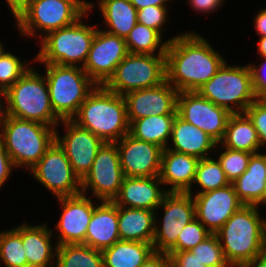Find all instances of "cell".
<instances>
[{
	"label": "cell",
	"instance_id": "obj_1",
	"mask_svg": "<svg viewBox=\"0 0 266 267\" xmlns=\"http://www.w3.org/2000/svg\"><path fill=\"white\" fill-rule=\"evenodd\" d=\"M187 29L168 42L166 80L178 91H197L228 59L198 30Z\"/></svg>",
	"mask_w": 266,
	"mask_h": 267
},
{
	"label": "cell",
	"instance_id": "obj_2",
	"mask_svg": "<svg viewBox=\"0 0 266 267\" xmlns=\"http://www.w3.org/2000/svg\"><path fill=\"white\" fill-rule=\"evenodd\" d=\"M231 267L257 258L266 244V215L256 206L243 205L215 233Z\"/></svg>",
	"mask_w": 266,
	"mask_h": 267
},
{
	"label": "cell",
	"instance_id": "obj_3",
	"mask_svg": "<svg viewBox=\"0 0 266 267\" xmlns=\"http://www.w3.org/2000/svg\"><path fill=\"white\" fill-rule=\"evenodd\" d=\"M34 65L0 95V112L56 129L61 120L53 111L44 73Z\"/></svg>",
	"mask_w": 266,
	"mask_h": 267
},
{
	"label": "cell",
	"instance_id": "obj_4",
	"mask_svg": "<svg viewBox=\"0 0 266 267\" xmlns=\"http://www.w3.org/2000/svg\"><path fill=\"white\" fill-rule=\"evenodd\" d=\"M105 143H116L129 134L124 96L97 85L71 119Z\"/></svg>",
	"mask_w": 266,
	"mask_h": 267
},
{
	"label": "cell",
	"instance_id": "obj_5",
	"mask_svg": "<svg viewBox=\"0 0 266 267\" xmlns=\"http://www.w3.org/2000/svg\"><path fill=\"white\" fill-rule=\"evenodd\" d=\"M90 14L85 13L73 24L49 32L36 43L39 49L34 55V63L83 68L98 28L97 22L89 21Z\"/></svg>",
	"mask_w": 266,
	"mask_h": 267
},
{
	"label": "cell",
	"instance_id": "obj_6",
	"mask_svg": "<svg viewBox=\"0 0 266 267\" xmlns=\"http://www.w3.org/2000/svg\"><path fill=\"white\" fill-rule=\"evenodd\" d=\"M0 139L17 171L28 172L55 141V128L0 112Z\"/></svg>",
	"mask_w": 266,
	"mask_h": 267
},
{
	"label": "cell",
	"instance_id": "obj_7",
	"mask_svg": "<svg viewBox=\"0 0 266 267\" xmlns=\"http://www.w3.org/2000/svg\"><path fill=\"white\" fill-rule=\"evenodd\" d=\"M36 66L43 70L55 115L60 120H71L97 84L79 66Z\"/></svg>",
	"mask_w": 266,
	"mask_h": 267
},
{
	"label": "cell",
	"instance_id": "obj_8",
	"mask_svg": "<svg viewBox=\"0 0 266 267\" xmlns=\"http://www.w3.org/2000/svg\"><path fill=\"white\" fill-rule=\"evenodd\" d=\"M197 92L231 114H243L257 98L252 84L251 70L246 64L226 60L216 74Z\"/></svg>",
	"mask_w": 266,
	"mask_h": 267
},
{
	"label": "cell",
	"instance_id": "obj_9",
	"mask_svg": "<svg viewBox=\"0 0 266 267\" xmlns=\"http://www.w3.org/2000/svg\"><path fill=\"white\" fill-rule=\"evenodd\" d=\"M86 12L73 0H31L13 23L24 41L38 43L49 32L69 26Z\"/></svg>",
	"mask_w": 266,
	"mask_h": 267
},
{
	"label": "cell",
	"instance_id": "obj_10",
	"mask_svg": "<svg viewBox=\"0 0 266 267\" xmlns=\"http://www.w3.org/2000/svg\"><path fill=\"white\" fill-rule=\"evenodd\" d=\"M165 80V55L128 53L104 86L123 96L131 91L158 86Z\"/></svg>",
	"mask_w": 266,
	"mask_h": 267
},
{
	"label": "cell",
	"instance_id": "obj_11",
	"mask_svg": "<svg viewBox=\"0 0 266 267\" xmlns=\"http://www.w3.org/2000/svg\"><path fill=\"white\" fill-rule=\"evenodd\" d=\"M195 218L191 194L168 192L155 210L154 251L167 252L177 242L184 226Z\"/></svg>",
	"mask_w": 266,
	"mask_h": 267
},
{
	"label": "cell",
	"instance_id": "obj_12",
	"mask_svg": "<svg viewBox=\"0 0 266 267\" xmlns=\"http://www.w3.org/2000/svg\"><path fill=\"white\" fill-rule=\"evenodd\" d=\"M27 174L53 195L54 199L81 193V180L74 173L65 151L56 141Z\"/></svg>",
	"mask_w": 266,
	"mask_h": 267
},
{
	"label": "cell",
	"instance_id": "obj_13",
	"mask_svg": "<svg viewBox=\"0 0 266 267\" xmlns=\"http://www.w3.org/2000/svg\"><path fill=\"white\" fill-rule=\"evenodd\" d=\"M124 177L116 144L104 143L90 171L81 180V193L99 201H113L120 192Z\"/></svg>",
	"mask_w": 266,
	"mask_h": 267
},
{
	"label": "cell",
	"instance_id": "obj_14",
	"mask_svg": "<svg viewBox=\"0 0 266 267\" xmlns=\"http://www.w3.org/2000/svg\"><path fill=\"white\" fill-rule=\"evenodd\" d=\"M56 202L61 210L58 217H55L58 220L51 230L57 245L82 244L85 241L93 210L99 200L80 193L56 198Z\"/></svg>",
	"mask_w": 266,
	"mask_h": 267
},
{
	"label": "cell",
	"instance_id": "obj_15",
	"mask_svg": "<svg viewBox=\"0 0 266 267\" xmlns=\"http://www.w3.org/2000/svg\"><path fill=\"white\" fill-rule=\"evenodd\" d=\"M55 141L65 151L74 173L80 180L90 171L98 150L105 143L72 120H61L56 126Z\"/></svg>",
	"mask_w": 266,
	"mask_h": 267
},
{
	"label": "cell",
	"instance_id": "obj_16",
	"mask_svg": "<svg viewBox=\"0 0 266 267\" xmlns=\"http://www.w3.org/2000/svg\"><path fill=\"white\" fill-rule=\"evenodd\" d=\"M177 114L207 133L217 143L223 139L228 119L232 115L225 108L202 97L197 91L179 92Z\"/></svg>",
	"mask_w": 266,
	"mask_h": 267
},
{
	"label": "cell",
	"instance_id": "obj_17",
	"mask_svg": "<svg viewBox=\"0 0 266 267\" xmlns=\"http://www.w3.org/2000/svg\"><path fill=\"white\" fill-rule=\"evenodd\" d=\"M127 54L125 38L98 27L83 70L97 85L104 86Z\"/></svg>",
	"mask_w": 266,
	"mask_h": 267
},
{
	"label": "cell",
	"instance_id": "obj_18",
	"mask_svg": "<svg viewBox=\"0 0 266 267\" xmlns=\"http://www.w3.org/2000/svg\"><path fill=\"white\" fill-rule=\"evenodd\" d=\"M120 165L125 177L159 176L163 148L126 134L117 141Z\"/></svg>",
	"mask_w": 266,
	"mask_h": 267
},
{
	"label": "cell",
	"instance_id": "obj_19",
	"mask_svg": "<svg viewBox=\"0 0 266 267\" xmlns=\"http://www.w3.org/2000/svg\"><path fill=\"white\" fill-rule=\"evenodd\" d=\"M178 94L167 80L155 87L126 93L123 96L129 125L148 116L177 114Z\"/></svg>",
	"mask_w": 266,
	"mask_h": 267
},
{
	"label": "cell",
	"instance_id": "obj_20",
	"mask_svg": "<svg viewBox=\"0 0 266 267\" xmlns=\"http://www.w3.org/2000/svg\"><path fill=\"white\" fill-rule=\"evenodd\" d=\"M196 218L215 234L243 204L231 184L206 193L192 195Z\"/></svg>",
	"mask_w": 266,
	"mask_h": 267
},
{
	"label": "cell",
	"instance_id": "obj_21",
	"mask_svg": "<svg viewBox=\"0 0 266 267\" xmlns=\"http://www.w3.org/2000/svg\"><path fill=\"white\" fill-rule=\"evenodd\" d=\"M167 193L159 176L124 177L120 192L113 202L120 207L155 211Z\"/></svg>",
	"mask_w": 266,
	"mask_h": 267
},
{
	"label": "cell",
	"instance_id": "obj_22",
	"mask_svg": "<svg viewBox=\"0 0 266 267\" xmlns=\"http://www.w3.org/2000/svg\"><path fill=\"white\" fill-rule=\"evenodd\" d=\"M199 158L163 149L159 178L167 192L187 193L194 182Z\"/></svg>",
	"mask_w": 266,
	"mask_h": 267
},
{
	"label": "cell",
	"instance_id": "obj_23",
	"mask_svg": "<svg viewBox=\"0 0 266 267\" xmlns=\"http://www.w3.org/2000/svg\"><path fill=\"white\" fill-rule=\"evenodd\" d=\"M44 222V223H43ZM21 222V238L27 264L56 265L57 243L49 222Z\"/></svg>",
	"mask_w": 266,
	"mask_h": 267
},
{
	"label": "cell",
	"instance_id": "obj_24",
	"mask_svg": "<svg viewBox=\"0 0 266 267\" xmlns=\"http://www.w3.org/2000/svg\"><path fill=\"white\" fill-rule=\"evenodd\" d=\"M216 146L212 137L176 114L167 149L202 159L213 156Z\"/></svg>",
	"mask_w": 266,
	"mask_h": 267
},
{
	"label": "cell",
	"instance_id": "obj_25",
	"mask_svg": "<svg viewBox=\"0 0 266 267\" xmlns=\"http://www.w3.org/2000/svg\"><path fill=\"white\" fill-rule=\"evenodd\" d=\"M119 240L118 206L113 201H99L82 244L102 251Z\"/></svg>",
	"mask_w": 266,
	"mask_h": 267
},
{
	"label": "cell",
	"instance_id": "obj_26",
	"mask_svg": "<svg viewBox=\"0 0 266 267\" xmlns=\"http://www.w3.org/2000/svg\"><path fill=\"white\" fill-rule=\"evenodd\" d=\"M93 10L92 16L95 10L100 13L97 26L118 37L126 39L137 24V10L129 0H100Z\"/></svg>",
	"mask_w": 266,
	"mask_h": 267
},
{
	"label": "cell",
	"instance_id": "obj_27",
	"mask_svg": "<svg viewBox=\"0 0 266 267\" xmlns=\"http://www.w3.org/2000/svg\"><path fill=\"white\" fill-rule=\"evenodd\" d=\"M266 183V151L252 154L246 171L232 185L243 205L255 206L263 195Z\"/></svg>",
	"mask_w": 266,
	"mask_h": 267
},
{
	"label": "cell",
	"instance_id": "obj_28",
	"mask_svg": "<svg viewBox=\"0 0 266 267\" xmlns=\"http://www.w3.org/2000/svg\"><path fill=\"white\" fill-rule=\"evenodd\" d=\"M155 211L118 206V230L122 241L152 244L154 239Z\"/></svg>",
	"mask_w": 266,
	"mask_h": 267
},
{
	"label": "cell",
	"instance_id": "obj_29",
	"mask_svg": "<svg viewBox=\"0 0 266 267\" xmlns=\"http://www.w3.org/2000/svg\"><path fill=\"white\" fill-rule=\"evenodd\" d=\"M219 144L225 148L252 154L262 152L257 131L245 113L232 114L229 117L223 139Z\"/></svg>",
	"mask_w": 266,
	"mask_h": 267
},
{
	"label": "cell",
	"instance_id": "obj_30",
	"mask_svg": "<svg viewBox=\"0 0 266 267\" xmlns=\"http://www.w3.org/2000/svg\"><path fill=\"white\" fill-rule=\"evenodd\" d=\"M153 251L150 243L119 240L102 250L103 264L104 267H140Z\"/></svg>",
	"mask_w": 266,
	"mask_h": 267
},
{
	"label": "cell",
	"instance_id": "obj_31",
	"mask_svg": "<svg viewBox=\"0 0 266 267\" xmlns=\"http://www.w3.org/2000/svg\"><path fill=\"white\" fill-rule=\"evenodd\" d=\"M175 117L176 114H166L136 119L129 125V134L135 139L151 142L166 149Z\"/></svg>",
	"mask_w": 266,
	"mask_h": 267
},
{
	"label": "cell",
	"instance_id": "obj_32",
	"mask_svg": "<svg viewBox=\"0 0 266 267\" xmlns=\"http://www.w3.org/2000/svg\"><path fill=\"white\" fill-rule=\"evenodd\" d=\"M128 53L165 55L168 41L157 31L137 23L125 39Z\"/></svg>",
	"mask_w": 266,
	"mask_h": 267
},
{
	"label": "cell",
	"instance_id": "obj_33",
	"mask_svg": "<svg viewBox=\"0 0 266 267\" xmlns=\"http://www.w3.org/2000/svg\"><path fill=\"white\" fill-rule=\"evenodd\" d=\"M229 184L231 183L227 179L220 162L213 155L199 160L194 182L187 193L191 195L206 193Z\"/></svg>",
	"mask_w": 266,
	"mask_h": 267
},
{
	"label": "cell",
	"instance_id": "obj_34",
	"mask_svg": "<svg viewBox=\"0 0 266 267\" xmlns=\"http://www.w3.org/2000/svg\"><path fill=\"white\" fill-rule=\"evenodd\" d=\"M55 267H104L102 251L83 244L58 246Z\"/></svg>",
	"mask_w": 266,
	"mask_h": 267
},
{
	"label": "cell",
	"instance_id": "obj_35",
	"mask_svg": "<svg viewBox=\"0 0 266 267\" xmlns=\"http://www.w3.org/2000/svg\"><path fill=\"white\" fill-rule=\"evenodd\" d=\"M24 252L21 223L0 230V267H24L27 264Z\"/></svg>",
	"mask_w": 266,
	"mask_h": 267
},
{
	"label": "cell",
	"instance_id": "obj_36",
	"mask_svg": "<svg viewBox=\"0 0 266 267\" xmlns=\"http://www.w3.org/2000/svg\"><path fill=\"white\" fill-rule=\"evenodd\" d=\"M31 59V60H30ZM35 56L24 58L8 48L0 55V95L10 88L32 65Z\"/></svg>",
	"mask_w": 266,
	"mask_h": 267
},
{
	"label": "cell",
	"instance_id": "obj_37",
	"mask_svg": "<svg viewBox=\"0 0 266 267\" xmlns=\"http://www.w3.org/2000/svg\"><path fill=\"white\" fill-rule=\"evenodd\" d=\"M252 153L232 150L217 143L214 156L218 159L230 183L239 178L247 169Z\"/></svg>",
	"mask_w": 266,
	"mask_h": 267
},
{
	"label": "cell",
	"instance_id": "obj_38",
	"mask_svg": "<svg viewBox=\"0 0 266 267\" xmlns=\"http://www.w3.org/2000/svg\"><path fill=\"white\" fill-rule=\"evenodd\" d=\"M172 7L173 5L172 6L150 5L141 8L137 10V23H140L154 30H157L168 42H170L171 40H173L175 37L178 36L177 33L175 35L172 33V36L170 35V37L167 35L169 33V31L167 30L169 29L167 25L171 26L169 21L170 18L173 16L170 15L169 13L172 10H175V8L173 9Z\"/></svg>",
	"mask_w": 266,
	"mask_h": 267
},
{
	"label": "cell",
	"instance_id": "obj_39",
	"mask_svg": "<svg viewBox=\"0 0 266 267\" xmlns=\"http://www.w3.org/2000/svg\"><path fill=\"white\" fill-rule=\"evenodd\" d=\"M189 251L207 267H231L224 257L216 234H211Z\"/></svg>",
	"mask_w": 266,
	"mask_h": 267
},
{
	"label": "cell",
	"instance_id": "obj_40",
	"mask_svg": "<svg viewBox=\"0 0 266 267\" xmlns=\"http://www.w3.org/2000/svg\"><path fill=\"white\" fill-rule=\"evenodd\" d=\"M212 233L197 219H193L182 229L177 242L167 252L189 251L203 242Z\"/></svg>",
	"mask_w": 266,
	"mask_h": 267
},
{
	"label": "cell",
	"instance_id": "obj_41",
	"mask_svg": "<svg viewBox=\"0 0 266 267\" xmlns=\"http://www.w3.org/2000/svg\"><path fill=\"white\" fill-rule=\"evenodd\" d=\"M245 114L253 122L257 131L262 151L266 149V98H257L248 106Z\"/></svg>",
	"mask_w": 266,
	"mask_h": 267
},
{
	"label": "cell",
	"instance_id": "obj_42",
	"mask_svg": "<svg viewBox=\"0 0 266 267\" xmlns=\"http://www.w3.org/2000/svg\"><path fill=\"white\" fill-rule=\"evenodd\" d=\"M262 60V61H261ZM247 62L252 75V84L256 98H266V58H259V62Z\"/></svg>",
	"mask_w": 266,
	"mask_h": 267
},
{
	"label": "cell",
	"instance_id": "obj_43",
	"mask_svg": "<svg viewBox=\"0 0 266 267\" xmlns=\"http://www.w3.org/2000/svg\"><path fill=\"white\" fill-rule=\"evenodd\" d=\"M187 1L186 2V6L189 5L190 8H188L189 10L191 9V13L192 10L194 11V13H196L197 15H213L214 13H217L219 11H221L224 7L225 4H228L227 0H184ZM227 1V2H226ZM221 9V10H220Z\"/></svg>",
	"mask_w": 266,
	"mask_h": 267
},
{
	"label": "cell",
	"instance_id": "obj_44",
	"mask_svg": "<svg viewBox=\"0 0 266 267\" xmlns=\"http://www.w3.org/2000/svg\"><path fill=\"white\" fill-rule=\"evenodd\" d=\"M17 169L15 168L11 157L8 152L5 150L4 144L0 139V192L2 193V189H4L11 182L13 173ZM9 181V183H8Z\"/></svg>",
	"mask_w": 266,
	"mask_h": 267
},
{
	"label": "cell",
	"instance_id": "obj_45",
	"mask_svg": "<svg viewBox=\"0 0 266 267\" xmlns=\"http://www.w3.org/2000/svg\"><path fill=\"white\" fill-rule=\"evenodd\" d=\"M166 253L169 255L171 267H207L190 251Z\"/></svg>",
	"mask_w": 266,
	"mask_h": 267
},
{
	"label": "cell",
	"instance_id": "obj_46",
	"mask_svg": "<svg viewBox=\"0 0 266 267\" xmlns=\"http://www.w3.org/2000/svg\"><path fill=\"white\" fill-rule=\"evenodd\" d=\"M140 267H171L166 252L153 251Z\"/></svg>",
	"mask_w": 266,
	"mask_h": 267
},
{
	"label": "cell",
	"instance_id": "obj_47",
	"mask_svg": "<svg viewBox=\"0 0 266 267\" xmlns=\"http://www.w3.org/2000/svg\"><path fill=\"white\" fill-rule=\"evenodd\" d=\"M263 6V8L254 10L256 12L255 15H253L252 20V28L255 31L254 33L257 34V37L266 36V7L265 5Z\"/></svg>",
	"mask_w": 266,
	"mask_h": 267
},
{
	"label": "cell",
	"instance_id": "obj_48",
	"mask_svg": "<svg viewBox=\"0 0 266 267\" xmlns=\"http://www.w3.org/2000/svg\"><path fill=\"white\" fill-rule=\"evenodd\" d=\"M31 0H5V8L8 7L10 11L9 16H11L14 21L18 16L28 7Z\"/></svg>",
	"mask_w": 266,
	"mask_h": 267
},
{
	"label": "cell",
	"instance_id": "obj_49",
	"mask_svg": "<svg viewBox=\"0 0 266 267\" xmlns=\"http://www.w3.org/2000/svg\"><path fill=\"white\" fill-rule=\"evenodd\" d=\"M130 3L139 10L146 6H171L176 0H129ZM173 1V2H172Z\"/></svg>",
	"mask_w": 266,
	"mask_h": 267
},
{
	"label": "cell",
	"instance_id": "obj_50",
	"mask_svg": "<svg viewBox=\"0 0 266 267\" xmlns=\"http://www.w3.org/2000/svg\"><path fill=\"white\" fill-rule=\"evenodd\" d=\"M81 9H83L86 13H91L93 9L98 5L100 0L91 1V0H73Z\"/></svg>",
	"mask_w": 266,
	"mask_h": 267
},
{
	"label": "cell",
	"instance_id": "obj_51",
	"mask_svg": "<svg viewBox=\"0 0 266 267\" xmlns=\"http://www.w3.org/2000/svg\"><path fill=\"white\" fill-rule=\"evenodd\" d=\"M258 41L257 44H255L256 46V55L258 54V58H266V36L264 37H258L257 38Z\"/></svg>",
	"mask_w": 266,
	"mask_h": 267
},
{
	"label": "cell",
	"instance_id": "obj_52",
	"mask_svg": "<svg viewBox=\"0 0 266 267\" xmlns=\"http://www.w3.org/2000/svg\"><path fill=\"white\" fill-rule=\"evenodd\" d=\"M262 213H266V183H265V189L263 192L262 197L260 198L259 202L255 205ZM265 207V208H264ZM265 210H263V209Z\"/></svg>",
	"mask_w": 266,
	"mask_h": 267
},
{
	"label": "cell",
	"instance_id": "obj_53",
	"mask_svg": "<svg viewBox=\"0 0 266 267\" xmlns=\"http://www.w3.org/2000/svg\"><path fill=\"white\" fill-rule=\"evenodd\" d=\"M257 259L266 267V244L262 247Z\"/></svg>",
	"mask_w": 266,
	"mask_h": 267
},
{
	"label": "cell",
	"instance_id": "obj_54",
	"mask_svg": "<svg viewBox=\"0 0 266 267\" xmlns=\"http://www.w3.org/2000/svg\"><path fill=\"white\" fill-rule=\"evenodd\" d=\"M241 267H265L257 258L251 262H248Z\"/></svg>",
	"mask_w": 266,
	"mask_h": 267
},
{
	"label": "cell",
	"instance_id": "obj_55",
	"mask_svg": "<svg viewBox=\"0 0 266 267\" xmlns=\"http://www.w3.org/2000/svg\"><path fill=\"white\" fill-rule=\"evenodd\" d=\"M24 267H55V265L26 264Z\"/></svg>",
	"mask_w": 266,
	"mask_h": 267
},
{
	"label": "cell",
	"instance_id": "obj_56",
	"mask_svg": "<svg viewBox=\"0 0 266 267\" xmlns=\"http://www.w3.org/2000/svg\"><path fill=\"white\" fill-rule=\"evenodd\" d=\"M3 38H0V55L6 50L8 49V47L5 45L4 42H2Z\"/></svg>",
	"mask_w": 266,
	"mask_h": 267
}]
</instances>
